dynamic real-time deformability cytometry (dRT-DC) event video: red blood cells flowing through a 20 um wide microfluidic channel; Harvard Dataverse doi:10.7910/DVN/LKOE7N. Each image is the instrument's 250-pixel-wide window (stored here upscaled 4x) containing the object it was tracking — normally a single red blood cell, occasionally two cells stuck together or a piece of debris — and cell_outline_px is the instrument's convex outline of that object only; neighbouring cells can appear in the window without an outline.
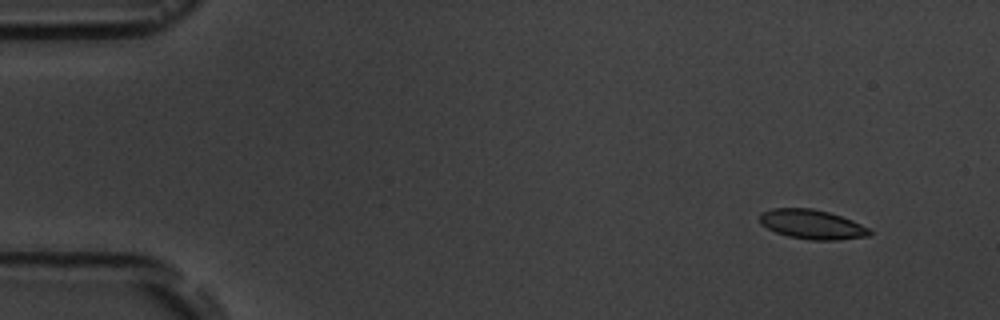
{"species": "common noctule bat (a hibernating species)", "species_latin": "Nyctalus noctula", "temperature_condition": "room temperature", "stored_images_in_passage": 5, "camera_frame_rate_fps": 3000, "um_per_image_px": 0.085, "animal": {"sex": "male", "body_mass_g": 19.5, "forearm_length_mm": 54.6}, "frame": {"image": 1, "passage_image": 1, "time_ms": 0.0, "image_size_px": [1000, 320], "cell_outline_px": [[872, 232], [868, 236], [836, 240], [812, 240], [788, 236], [776, 232], [760, 224], [760, 212], [772, 208], [812, 208], [828, 212], [852, 220], [868, 228]], "centroid_in_image_um": [68.99, 19.06], "position_along_channel_um": 16.0, "area_um2": 18.73}}
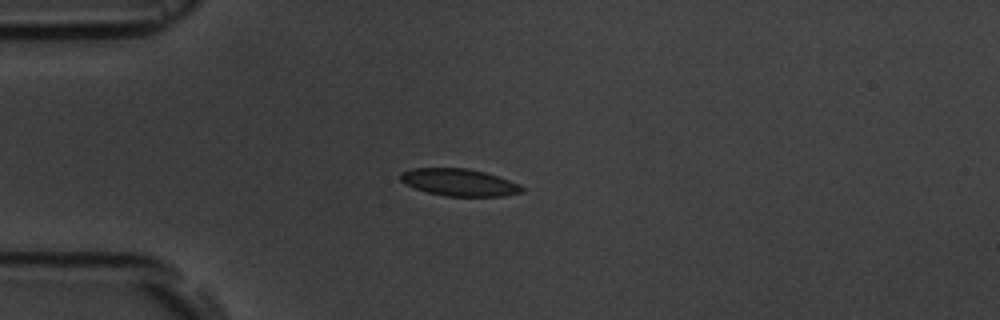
{"frame": {"image": 2, "passage_image": 4, "time_ms": 3.333, "image_size_px": [1000, 320], "cell_outline_px": [[524, 192], [504, 196], [444, 196], [428, 192], [416, 188], [400, 180], [400, 172], [412, 168], [468, 168], [484, 172], [520, 184], [524, 188]], "centroid_in_image_um": [39.05, 15.5], "position_along_channel_um": 46.0, "area_um2": 19.13}}